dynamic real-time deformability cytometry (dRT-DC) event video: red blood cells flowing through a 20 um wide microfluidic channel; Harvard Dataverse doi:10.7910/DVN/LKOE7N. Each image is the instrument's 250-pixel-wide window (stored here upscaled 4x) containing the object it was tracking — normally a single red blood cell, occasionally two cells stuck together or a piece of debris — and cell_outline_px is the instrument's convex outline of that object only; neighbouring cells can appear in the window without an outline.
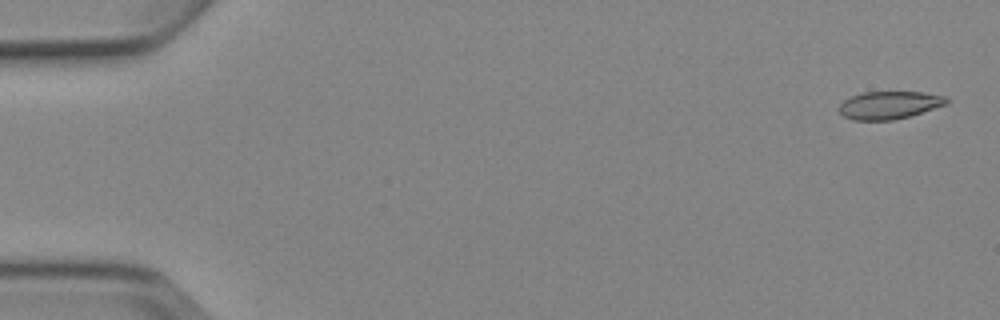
{"species": "Egyptian fruit bat (a non-hibernating species)", "species_latin": "Rousettus aegyptiacus", "temperature_condition": "cold", "stored_images_in_passage": 4, "camera_frame_rate_fps": 3000, "um_per_image_px": 0.085, "animal": {"sex": "female"}, "frame": {"image": 1, "passage_image": 1, "time_ms": 0.0, "image_size_px": [1000, 320], "cell_outline_px": [[948, 104], [908, 116], [892, 120], [852, 120], [844, 116], [836, 108], [844, 100], [852, 96], [864, 92], [924, 92], [944, 96], [948, 100]], "centroid_in_image_um": [75.56, 8.93], "position_along_channel_um": 9.4, "area_um2": 17.28}}
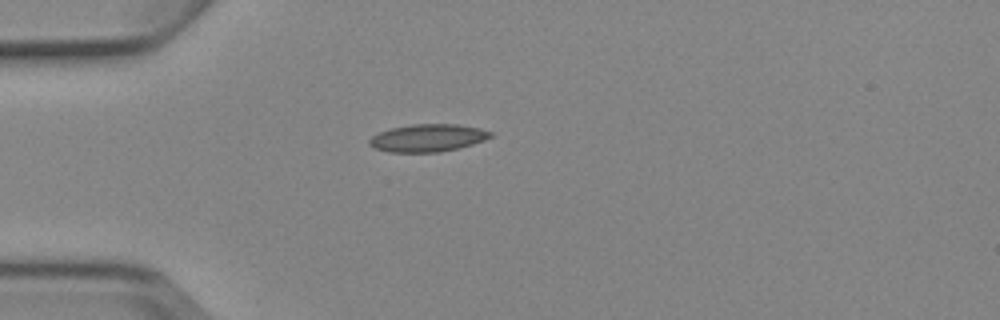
{"frame": {"image": 2, "passage_image": 4, "time_ms": 4.333, "image_size_px": [1000, 320], "cell_outline_px": [[492, 136], [484, 140], [472, 144], [440, 152], [388, 152], [376, 148], [368, 144], [368, 140], [372, 136], [380, 132], [392, 128], [412, 124], [456, 124], [480, 128], [492, 132]], "centroid_in_image_um": [36.35, 11.72], "position_along_channel_um": 48.6, "area_um2": 19.31}}